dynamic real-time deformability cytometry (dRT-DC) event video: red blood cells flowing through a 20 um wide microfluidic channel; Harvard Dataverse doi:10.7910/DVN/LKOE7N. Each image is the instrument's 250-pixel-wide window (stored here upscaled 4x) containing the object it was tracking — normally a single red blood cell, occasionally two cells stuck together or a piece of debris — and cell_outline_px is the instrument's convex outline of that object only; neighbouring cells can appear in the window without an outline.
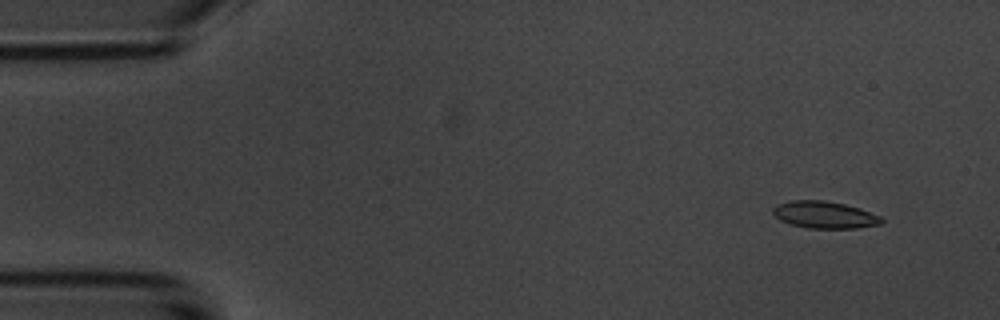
{"species": "common noctule bat (a hibernating species)", "species_latin": "Nyctalus noctula", "temperature_condition": "room temperature", "stored_images_in_passage": 5, "camera_frame_rate_fps": 3000, "um_per_image_px": 0.085, "animal": {"sex": "male", "body_mass_g": 20.1, "forearm_length_mm": 53.5}, "frame": {"image": 1, "passage_image": 2, "time_ms": 1.0, "image_size_px": [1000, 320], "cell_outline_px": [[884, 220], [880, 224], [856, 228], [808, 228], [788, 224], [780, 220], [772, 212], [772, 208], [776, 204], [792, 200], [824, 200], [844, 204], [860, 208], [880, 216]], "centroid_in_image_um": [70.05, 18.25], "position_along_channel_um": 14.9, "area_um2": 17.17}}
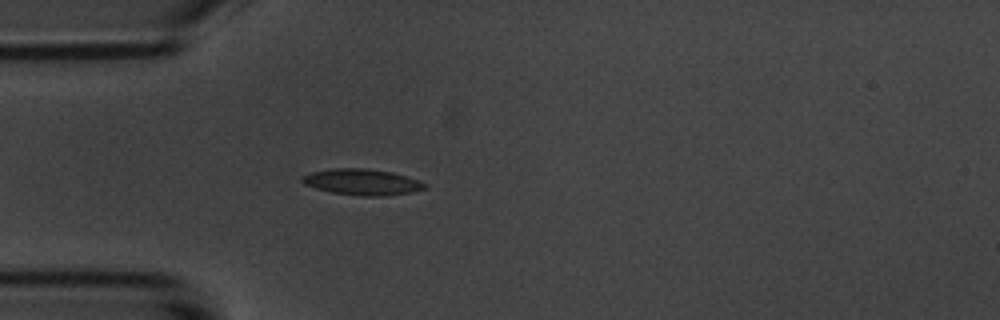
{"frame": {"image": 2, "passage_image": 5, "time_ms": 4.667, "image_size_px": [1000, 320], "cell_outline_px": [[428, 184], [424, 188], [412, 192], [380, 196], [364, 196], [332, 192], [316, 188], [304, 184], [300, 180], [300, 176], [312, 172], [332, 168], [364, 168], [392, 172]], "centroid_in_image_um": [30.73, 15.46], "position_along_channel_um": 54.3, "area_um2": 18.38}}